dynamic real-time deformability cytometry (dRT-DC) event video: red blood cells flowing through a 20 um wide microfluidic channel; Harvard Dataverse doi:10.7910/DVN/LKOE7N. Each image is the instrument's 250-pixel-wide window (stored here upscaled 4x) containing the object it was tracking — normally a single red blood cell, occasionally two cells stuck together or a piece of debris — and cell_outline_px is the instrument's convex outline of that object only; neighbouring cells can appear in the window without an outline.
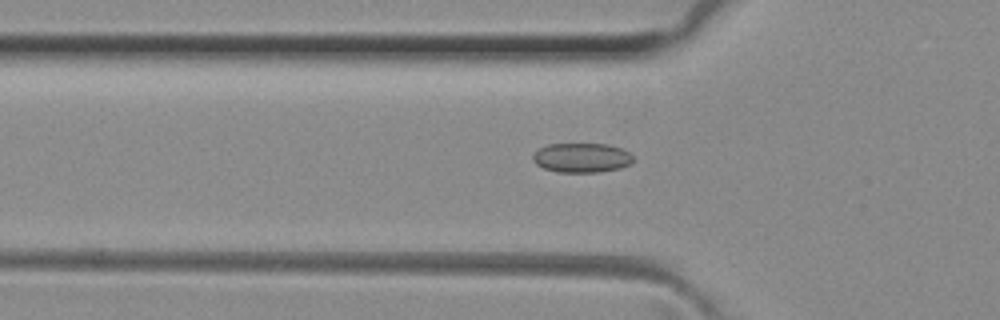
{"species": "common noctule bat (a hibernating species)", "species_latin": "Nyctalus noctula", "temperature_condition": "room temperature", "stored_images_in_passage": 32, "camera_frame_rate_fps": 3000, "um_per_image_px": 0.085, "animal": {"sex": "female", "body_mass_g": 29.2, "forearm_length_mm": 56.3}, "frame": {"image": 1, "passage_image": 7, "time_ms": 2.0, "image_size_px": [1000, 320], "cell_outline_px": [[632, 164], [620, 168], [600, 172], [556, 172], [544, 168], [536, 164], [532, 160], [532, 156], [540, 148], [548, 144], [608, 144], [620, 148], [628, 152], [632, 156]], "centroid_in_image_um": [49.44, 13.41], "position_along_channel_um": 76.4, "area_um2": 17.22}}
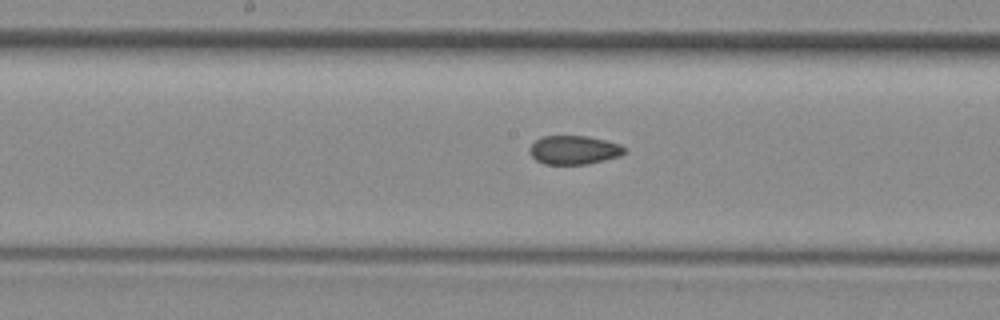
{"frame": {"image": 2, "passage_image": 16, "time_ms": 5.0, "image_size_px": [1000, 320], "cell_outline_px": [[628, 152], [620, 156], [588, 164], [544, 164], [536, 160], [528, 152], [528, 148], [536, 140], [544, 136], [588, 136], [620, 144], [628, 148]], "centroid_in_image_um": [48.82, 12.75], "position_along_channel_um": 199.4, "area_um2": 16.07}}
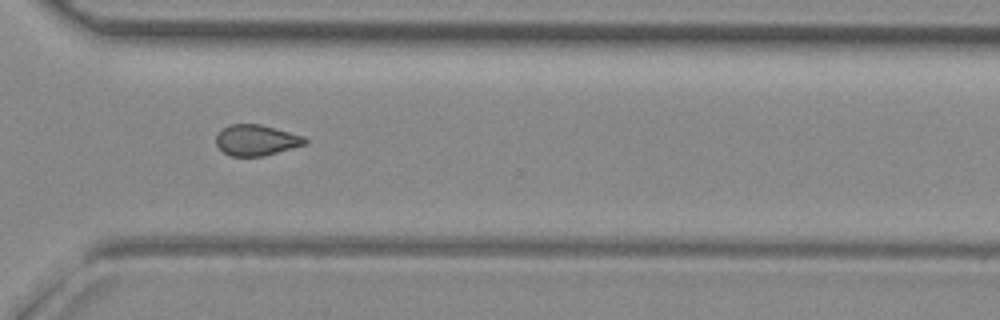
{"frame": {"image": 3, "passage_image": 27, "time_ms": 8.667, "image_size_px": [1000, 320], "cell_outline_px": [[308, 144], [264, 156], [232, 156], [224, 152], [216, 144], [216, 136], [228, 124], [260, 124], [304, 136], [308, 140]], "centroid_in_image_um": [21.82, 11.91], "position_along_channel_um": 348.8, "area_um2": 15.95}}